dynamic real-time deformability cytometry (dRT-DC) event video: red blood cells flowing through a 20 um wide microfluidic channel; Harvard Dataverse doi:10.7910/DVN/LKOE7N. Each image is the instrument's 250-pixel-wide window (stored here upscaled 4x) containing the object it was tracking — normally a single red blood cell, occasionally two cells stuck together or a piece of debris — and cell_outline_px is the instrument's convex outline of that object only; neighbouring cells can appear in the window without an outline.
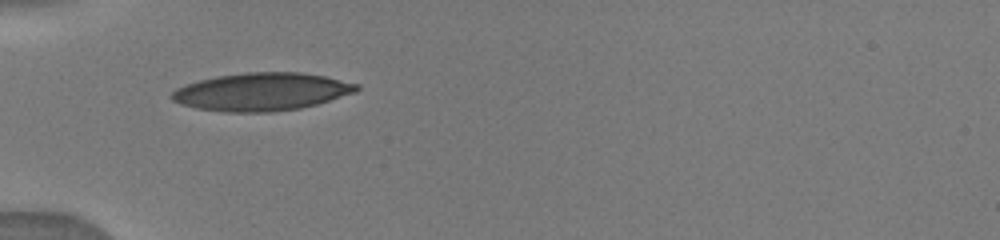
{"species": "human", "species_latin": "Homo sapiens", "temperature_condition": "warm", "stored_images_in_passage": 3, "camera_frame_rate_fps": 3000, "um_per_image_px": 0.085, "donor": {"sex": "male"}, "frame": {"image": 1, "passage_image": 1, "time_ms": 0.0, "image_size_px": [1000, 240], "cell_outline_px": [[360, 88], [356, 92], [316, 104], [300, 108], [272, 112], [224, 112], [196, 108], [180, 104], [172, 100], [168, 96], [176, 88], [200, 80], [216, 76], [244, 72], [304, 72], [324, 76], [360, 84]], "centroid_in_image_um": [22.23, 7.8], "position_along_channel_um": 62.8, "area_um2": 40.92}}
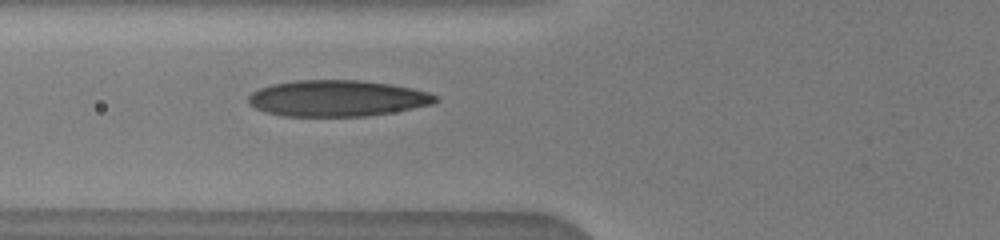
{"frame": {"image": 2, "passage_image": 3, "time_ms": 1.0, "image_size_px": [1000, 240], "cell_outline_px": [[440, 100], [432, 104], [392, 112], [364, 116], [284, 116], [264, 112], [248, 104], [248, 96], [252, 92], [260, 88], [272, 84], [296, 80], [360, 80], [392, 84], [412, 88], [428, 92], [436, 96]], "centroid_in_image_um": [28.65, 8.35], "position_along_channel_um": 97.2, "area_um2": 39.54}}